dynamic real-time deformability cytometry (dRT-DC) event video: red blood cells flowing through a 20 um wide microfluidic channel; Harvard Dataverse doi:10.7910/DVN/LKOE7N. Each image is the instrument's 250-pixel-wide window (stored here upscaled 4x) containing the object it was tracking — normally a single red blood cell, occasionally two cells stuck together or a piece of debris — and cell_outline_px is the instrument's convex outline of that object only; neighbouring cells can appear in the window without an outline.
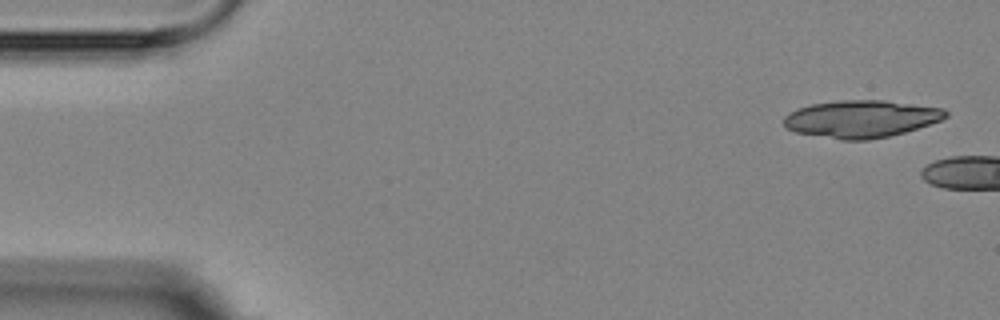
{"species": "Egyptian fruit bat (a non-hibernating species)", "species_latin": "Rousettus aegyptiacus", "temperature_condition": "room temperature", "stored_images_in_passage": 2, "camera_frame_rate_fps": 3000, "um_per_image_px": 0.085, "animal": {"sex": "female"}, "frame": {"image": 1, "passage_image": 1, "time_ms": 0.0, "image_size_px": [1000, 320], "cell_outline_px": [[948, 116], [940, 120], [904, 132], [888, 136], [868, 140], [840, 140], [796, 132], [788, 128], [784, 124], [784, 116], [800, 108], [812, 104], [840, 100], [884, 100], [944, 108], [948, 112]], "centroid_in_image_um": [73.21, 10.1], "position_along_channel_um": 11.8, "area_um2": 34.91}}